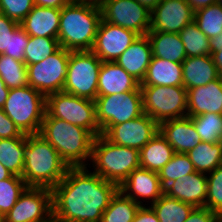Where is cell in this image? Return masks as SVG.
Masks as SVG:
<instances>
[{
  "label": "cell",
  "mask_w": 222,
  "mask_h": 222,
  "mask_svg": "<svg viewBox=\"0 0 222 222\" xmlns=\"http://www.w3.org/2000/svg\"><path fill=\"white\" fill-rule=\"evenodd\" d=\"M119 187L104 180L87 166L69 167L52 189L53 220L100 222L104 210Z\"/></svg>",
  "instance_id": "obj_1"
},
{
  "label": "cell",
  "mask_w": 222,
  "mask_h": 222,
  "mask_svg": "<svg viewBox=\"0 0 222 222\" xmlns=\"http://www.w3.org/2000/svg\"><path fill=\"white\" fill-rule=\"evenodd\" d=\"M69 166L40 134L26 135L22 179L27 187L53 189Z\"/></svg>",
  "instance_id": "obj_2"
},
{
  "label": "cell",
  "mask_w": 222,
  "mask_h": 222,
  "mask_svg": "<svg viewBox=\"0 0 222 222\" xmlns=\"http://www.w3.org/2000/svg\"><path fill=\"white\" fill-rule=\"evenodd\" d=\"M38 134L57 150L69 167H88L95 139L89 130L52 117L46 111Z\"/></svg>",
  "instance_id": "obj_3"
},
{
  "label": "cell",
  "mask_w": 222,
  "mask_h": 222,
  "mask_svg": "<svg viewBox=\"0 0 222 222\" xmlns=\"http://www.w3.org/2000/svg\"><path fill=\"white\" fill-rule=\"evenodd\" d=\"M101 7L87 3H72L61 8L58 41L69 51H91L99 23Z\"/></svg>",
  "instance_id": "obj_4"
},
{
  "label": "cell",
  "mask_w": 222,
  "mask_h": 222,
  "mask_svg": "<svg viewBox=\"0 0 222 222\" xmlns=\"http://www.w3.org/2000/svg\"><path fill=\"white\" fill-rule=\"evenodd\" d=\"M91 162L93 172L119 187L131 172L140 168V155L139 150L114 144L100 134L93 142Z\"/></svg>",
  "instance_id": "obj_5"
},
{
  "label": "cell",
  "mask_w": 222,
  "mask_h": 222,
  "mask_svg": "<svg viewBox=\"0 0 222 222\" xmlns=\"http://www.w3.org/2000/svg\"><path fill=\"white\" fill-rule=\"evenodd\" d=\"M2 109L21 133L38 134L46 112V97L29 85L12 88Z\"/></svg>",
  "instance_id": "obj_6"
},
{
  "label": "cell",
  "mask_w": 222,
  "mask_h": 222,
  "mask_svg": "<svg viewBox=\"0 0 222 222\" xmlns=\"http://www.w3.org/2000/svg\"><path fill=\"white\" fill-rule=\"evenodd\" d=\"M144 113L158 124L187 116V89L184 86L140 85Z\"/></svg>",
  "instance_id": "obj_7"
},
{
  "label": "cell",
  "mask_w": 222,
  "mask_h": 222,
  "mask_svg": "<svg viewBox=\"0 0 222 222\" xmlns=\"http://www.w3.org/2000/svg\"><path fill=\"white\" fill-rule=\"evenodd\" d=\"M101 64L92 51H70L63 92L95 100Z\"/></svg>",
  "instance_id": "obj_8"
},
{
  "label": "cell",
  "mask_w": 222,
  "mask_h": 222,
  "mask_svg": "<svg viewBox=\"0 0 222 222\" xmlns=\"http://www.w3.org/2000/svg\"><path fill=\"white\" fill-rule=\"evenodd\" d=\"M46 111L52 117L89 130L95 137L101 134L94 100L60 91L46 97Z\"/></svg>",
  "instance_id": "obj_9"
},
{
  "label": "cell",
  "mask_w": 222,
  "mask_h": 222,
  "mask_svg": "<svg viewBox=\"0 0 222 222\" xmlns=\"http://www.w3.org/2000/svg\"><path fill=\"white\" fill-rule=\"evenodd\" d=\"M94 102L101 133L109 125L121 124L144 114L141 90L97 96Z\"/></svg>",
  "instance_id": "obj_10"
},
{
  "label": "cell",
  "mask_w": 222,
  "mask_h": 222,
  "mask_svg": "<svg viewBox=\"0 0 222 222\" xmlns=\"http://www.w3.org/2000/svg\"><path fill=\"white\" fill-rule=\"evenodd\" d=\"M70 51L60 47L55 53L27 66L28 84L45 97L63 91Z\"/></svg>",
  "instance_id": "obj_11"
},
{
  "label": "cell",
  "mask_w": 222,
  "mask_h": 222,
  "mask_svg": "<svg viewBox=\"0 0 222 222\" xmlns=\"http://www.w3.org/2000/svg\"><path fill=\"white\" fill-rule=\"evenodd\" d=\"M3 219L6 222H51L52 190L27 187Z\"/></svg>",
  "instance_id": "obj_12"
},
{
  "label": "cell",
  "mask_w": 222,
  "mask_h": 222,
  "mask_svg": "<svg viewBox=\"0 0 222 222\" xmlns=\"http://www.w3.org/2000/svg\"><path fill=\"white\" fill-rule=\"evenodd\" d=\"M102 19L137 33L146 35L151 27V11L137 0H104L100 6Z\"/></svg>",
  "instance_id": "obj_13"
},
{
  "label": "cell",
  "mask_w": 222,
  "mask_h": 222,
  "mask_svg": "<svg viewBox=\"0 0 222 222\" xmlns=\"http://www.w3.org/2000/svg\"><path fill=\"white\" fill-rule=\"evenodd\" d=\"M159 124L147 114L117 125H109L101 134L119 146L143 148L157 133Z\"/></svg>",
  "instance_id": "obj_14"
},
{
  "label": "cell",
  "mask_w": 222,
  "mask_h": 222,
  "mask_svg": "<svg viewBox=\"0 0 222 222\" xmlns=\"http://www.w3.org/2000/svg\"><path fill=\"white\" fill-rule=\"evenodd\" d=\"M138 36L132 30L101 19L91 51L102 62H115Z\"/></svg>",
  "instance_id": "obj_15"
},
{
  "label": "cell",
  "mask_w": 222,
  "mask_h": 222,
  "mask_svg": "<svg viewBox=\"0 0 222 222\" xmlns=\"http://www.w3.org/2000/svg\"><path fill=\"white\" fill-rule=\"evenodd\" d=\"M194 20V12L186 0H161L151 11L149 32L179 33Z\"/></svg>",
  "instance_id": "obj_16"
},
{
  "label": "cell",
  "mask_w": 222,
  "mask_h": 222,
  "mask_svg": "<svg viewBox=\"0 0 222 222\" xmlns=\"http://www.w3.org/2000/svg\"><path fill=\"white\" fill-rule=\"evenodd\" d=\"M119 190L141 206H144V199L151 200L152 205L164 194L158 172L141 167L129 174L128 178L119 186ZM140 198L143 202L140 201Z\"/></svg>",
  "instance_id": "obj_17"
},
{
  "label": "cell",
  "mask_w": 222,
  "mask_h": 222,
  "mask_svg": "<svg viewBox=\"0 0 222 222\" xmlns=\"http://www.w3.org/2000/svg\"><path fill=\"white\" fill-rule=\"evenodd\" d=\"M159 132L175 153L186 154L201 142L192 119L188 116L159 123Z\"/></svg>",
  "instance_id": "obj_18"
},
{
  "label": "cell",
  "mask_w": 222,
  "mask_h": 222,
  "mask_svg": "<svg viewBox=\"0 0 222 222\" xmlns=\"http://www.w3.org/2000/svg\"><path fill=\"white\" fill-rule=\"evenodd\" d=\"M164 193L194 207H205L207 174L194 172L169 183Z\"/></svg>",
  "instance_id": "obj_19"
},
{
  "label": "cell",
  "mask_w": 222,
  "mask_h": 222,
  "mask_svg": "<svg viewBox=\"0 0 222 222\" xmlns=\"http://www.w3.org/2000/svg\"><path fill=\"white\" fill-rule=\"evenodd\" d=\"M187 116L222 114V78L187 90Z\"/></svg>",
  "instance_id": "obj_20"
},
{
  "label": "cell",
  "mask_w": 222,
  "mask_h": 222,
  "mask_svg": "<svg viewBox=\"0 0 222 222\" xmlns=\"http://www.w3.org/2000/svg\"><path fill=\"white\" fill-rule=\"evenodd\" d=\"M140 90V82L116 62H102L99 71L98 96Z\"/></svg>",
  "instance_id": "obj_21"
},
{
  "label": "cell",
  "mask_w": 222,
  "mask_h": 222,
  "mask_svg": "<svg viewBox=\"0 0 222 222\" xmlns=\"http://www.w3.org/2000/svg\"><path fill=\"white\" fill-rule=\"evenodd\" d=\"M60 15L61 9L35 5L20 26L29 36L57 38Z\"/></svg>",
  "instance_id": "obj_22"
},
{
  "label": "cell",
  "mask_w": 222,
  "mask_h": 222,
  "mask_svg": "<svg viewBox=\"0 0 222 222\" xmlns=\"http://www.w3.org/2000/svg\"><path fill=\"white\" fill-rule=\"evenodd\" d=\"M151 43L147 35L138 38L115 61L140 83L152 59Z\"/></svg>",
  "instance_id": "obj_23"
},
{
  "label": "cell",
  "mask_w": 222,
  "mask_h": 222,
  "mask_svg": "<svg viewBox=\"0 0 222 222\" xmlns=\"http://www.w3.org/2000/svg\"><path fill=\"white\" fill-rule=\"evenodd\" d=\"M183 86L188 90L205 86L219 78L217 67L211 55L187 57L182 62Z\"/></svg>",
  "instance_id": "obj_24"
},
{
  "label": "cell",
  "mask_w": 222,
  "mask_h": 222,
  "mask_svg": "<svg viewBox=\"0 0 222 222\" xmlns=\"http://www.w3.org/2000/svg\"><path fill=\"white\" fill-rule=\"evenodd\" d=\"M140 85L183 86L182 63L152 57Z\"/></svg>",
  "instance_id": "obj_25"
},
{
  "label": "cell",
  "mask_w": 222,
  "mask_h": 222,
  "mask_svg": "<svg viewBox=\"0 0 222 222\" xmlns=\"http://www.w3.org/2000/svg\"><path fill=\"white\" fill-rule=\"evenodd\" d=\"M152 48V57L182 63L186 58L184 45L178 33L148 32Z\"/></svg>",
  "instance_id": "obj_26"
},
{
  "label": "cell",
  "mask_w": 222,
  "mask_h": 222,
  "mask_svg": "<svg viewBox=\"0 0 222 222\" xmlns=\"http://www.w3.org/2000/svg\"><path fill=\"white\" fill-rule=\"evenodd\" d=\"M175 154L172 146L158 132L143 148L139 150L140 167L159 172Z\"/></svg>",
  "instance_id": "obj_27"
},
{
  "label": "cell",
  "mask_w": 222,
  "mask_h": 222,
  "mask_svg": "<svg viewBox=\"0 0 222 222\" xmlns=\"http://www.w3.org/2000/svg\"><path fill=\"white\" fill-rule=\"evenodd\" d=\"M193 163L195 171L209 174L222 165V142H200L194 149L186 153Z\"/></svg>",
  "instance_id": "obj_28"
},
{
  "label": "cell",
  "mask_w": 222,
  "mask_h": 222,
  "mask_svg": "<svg viewBox=\"0 0 222 222\" xmlns=\"http://www.w3.org/2000/svg\"><path fill=\"white\" fill-rule=\"evenodd\" d=\"M26 134L19 137L0 139V162L13 175L22 176L24 168V141Z\"/></svg>",
  "instance_id": "obj_29"
},
{
  "label": "cell",
  "mask_w": 222,
  "mask_h": 222,
  "mask_svg": "<svg viewBox=\"0 0 222 222\" xmlns=\"http://www.w3.org/2000/svg\"><path fill=\"white\" fill-rule=\"evenodd\" d=\"M150 207L160 222H184L195 208L165 193Z\"/></svg>",
  "instance_id": "obj_30"
},
{
  "label": "cell",
  "mask_w": 222,
  "mask_h": 222,
  "mask_svg": "<svg viewBox=\"0 0 222 222\" xmlns=\"http://www.w3.org/2000/svg\"><path fill=\"white\" fill-rule=\"evenodd\" d=\"M140 206L118 190L104 210L100 222H132Z\"/></svg>",
  "instance_id": "obj_31"
},
{
  "label": "cell",
  "mask_w": 222,
  "mask_h": 222,
  "mask_svg": "<svg viewBox=\"0 0 222 222\" xmlns=\"http://www.w3.org/2000/svg\"><path fill=\"white\" fill-rule=\"evenodd\" d=\"M187 57L211 55L210 39L192 21L179 33Z\"/></svg>",
  "instance_id": "obj_32"
},
{
  "label": "cell",
  "mask_w": 222,
  "mask_h": 222,
  "mask_svg": "<svg viewBox=\"0 0 222 222\" xmlns=\"http://www.w3.org/2000/svg\"><path fill=\"white\" fill-rule=\"evenodd\" d=\"M0 78L9 88H21L28 84L27 65L5 54H0Z\"/></svg>",
  "instance_id": "obj_33"
},
{
  "label": "cell",
  "mask_w": 222,
  "mask_h": 222,
  "mask_svg": "<svg viewBox=\"0 0 222 222\" xmlns=\"http://www.w3.org/2000/svg\"><path fill=\"white\" fill-rule=\"evenodd\" d=\"M191 117L202 142H222V114L204 113Z\"/></svg>",
  "instance_id": "obj_34"
},
{
  "label": "cell",
  "mask_w": 222,
  "mask_h": 222,
  "mask_svg": "<svg viewBox=\"0 0 222 222\" xmlns=\"http://www.w3.org/2000/svg\"><path fill=\"white\" fill-rule=\"evenodd\" d=\"M193 21L209 39L220 35L222 33V6L216 3L196 11Z\"/></svg>",
  "instance_id": "obj_35"
},
{
  "label": "cell",
  "mask_w": 222,
  "mask_h": 222,
  "mask_svg": "<svg viewBox=\"0 0 222 222\" xmlns=\"http://www.w3.org/2000/svg\"><path fill=\"white\" fill-rule=\"evenodd\" d=\"M60 48L57 38L29 36V41L24 52V63L30 64L43 61Z\"/></svg>",
  "instance_id": "obj_36"
},
{
  "label": "cell",
  "mask_w": 222,
  "mask_h": 222,
  "mask_svg": "<svg viewBox=\"0 0 222 222\" xmlns=\"http://www.w3.org/2000/svg\"><path fill=\"white\" fill-rule=\"evenodd\" d=\"M196 172L187 154L175 153L172 159L158 172L163 188L169 183Z\"/></svg>",
  "instance_id": "obj_37"
},
{
  "label": "cell",
  "mask_w": 222,
  "mask_h": 222,
  "mask_svg": "<svg viewBox=\"0 0 222 222\" xmlns=\"http://www.w3.org/2000/svg\"><path fill=\"white\" fill-rule=\"evenodd\" d=\"M27 185L22 177L12 175L0 181V214L4 217L16 204Z\"/></svg>",
  "instance_id": "obj_38"
},
{
  "label": "cell",
  "mask_w": 222,
  "mask_h": 222,
  "mask_svg": "<svg viewBox=\"0 0 222 222\" xmlns=\"http://www.w3.org/2000/svg\"><path fill=\"white\" fill-rule=\"evenodd\" d=\"M205 207L222 217V165L207 174Z\"/></svg>",
  "instance_id": "obj_39"
},
{
  "label": "cell",
  "mask_w": 222,
  "mask_h": 222,
  "mask_svg": "<svg viewBox=\"0 0 222 222\" xmlns=\"http://www.w3.org/2000/svg\"><path fill=\"white\" fill-rule=\"evenodd\" d=\"M34 6V0H0V13L20 23Z\"/></svg>",
  "instance_id": "obj_40"
},
{
  "label": "cell",
  "mask_w": 222,
  "mask_h": 222,
  "mask_svg": "<svg viewBox=\"0 0 222 222\" xmlns=\"http://www.w3.org/2000/svg\"><path fill=\"white\" fill-rule=\"evenodd\" d=\"M29 41V35L19 26L10 36L9 52L3 54L16 60L24 61V52Z\"/></svg>",
  "instance_id": "obj_41"
},
{
  "label": "cell",
  "mask_w": 222,
  "mask_h": 222,
  "mask_svg": "<svg viewBox=\"0 0 222 222\" xmlns=\"http://www.w3.org/2000/svg\"><path fill=\"white\" fill-rule=\"evenodd\" d=\"M19 26L20 23L0 13V54L9 52L10 36Z\"/></svg>",
  "instance_id": "obj_42"
},
{
  "label": "cell",
  "mask_w": 222,
  "mask_h": 222,
  "mask_svg": "<svg viewBox=\"0 0 222 222\" xmlns=\"http://www.w3.org/2000/svg\"><path fill=\"white\" fill-rule=\"evenodd\" d=\"M22 133L0 108V139L19 137Z\"/></svg>",
  "instance_id": "obj_43"
},
{
  "label": "cell",
  "mask_w": 222,
  "mask_h": 222,
  "mask_svg": "<svg viewBox=\"0 0 222 222\" xmlns=\"http://www.w3.org/2000/svg\"><path fill=\"white\" fill-rule=\"evenodd\" d=\"M219 217L207 207H195L184 222H216Z\"/></svg>",
  "instance_id": "obj_44"
},
{
  "label": "cell",
  "mask_w": 222,
  "mask_h": 222,
  "mask_svg": "<svg viewBox=\"0 0 222 222\" xmlns=\"http://www.w3.org/2000/svg\"><path fill=\"white\" fill-rule=\"evenodd\" d=\"M211 56L222 78V33L210 39Z\"/></svg>",
  "instance_id": "obj_45"
},
{
  "label": "cell",
  "mask_w": 222,
  "mask_h": 222,
  "mask_svg": "<svg viewBox=\"0 0 222 222\" xmlns=\"http://www.w3.org/2000/svg\"><path fill=\"white\" fill-rule=\"evenodd\" d=\"M132 222H160L154 210L149 206H140Z\"/></svg>",
  "instance_id": "obj_46"
},
{
  "label": "cell",
  "mask_w": 222,
  "mask_h": 222,
  "mask_svg": "<svg viewBox=\"0 0 222 222\" xmlns=\"http://www.w3.org/2000/svg\"><path fill=\"white\" fill-rule=\"evenodd\" d=\"M36 6L61 9L65 5L74 3L73 0H34Z\"/></svg>",
  "instance_id": "obj_47"
},
{
  "label": "cell",
  "mask_w": 222,
  "mask_h": 222,
  "mask_svg": "<svg viewBox=\"0 0 222 222\" xmlns=\"http://www.w3.org/2000/svg\"><path fill=\"white\" fill-rule=\"evenodd\" d=\"M186 1L194 13L209 5H213L217 3V0H186Z\"/></svg>",
  "instance_id": "obj_48"
},
{
  "label": "cell",
  "mask_w": 222,
  "mask_h": 222,
  "mask_svg": "<svg viewBox=\"0 0 222 222\" xmlns=\"http://www.w3.org/2000/svg\"><path fill=\"white\" fill-rule=\"evenodd\" d=\"M9 90L10 89L5 85L3 80L0 78V108L4 106Z\"/></svg>",
  "instance_id": "obj_49"
},
{
  "label": "cell",
  "mask_w": 222,
  "mask_h": 222,
  "mask_svg": "<svg viewBox=\"0 0 222 222\" xmlns=\"http://www.w3.org/2000/svg\"><path fill=\"white\" fill-rule=\"evenodd\" d=\"M141 5L146 6L150 11H152L161 0H137Z\"/></svg>",
  "instance_id": "obj_50"
},
{
  "label": "cell",
  "mask_w": 222,
  "mask_h": 222,
  "mask_svg": "<svg viewBox=\"0 0 222 222\" xmlns=\"http://www.w3.org/2000/svg\"><path fill=\"white\" fill-rule=\"evenodd\" d=\"M13 174L10 173L0 162V181L10 178Z\"/></svg>",
  "instance_id": "obj_51"
},
{
  "label": "cell",
  "mask_w": 222,
  "mask_h": 222,
  "mask_svg": "<svg viewBox=\"0 0 222 222\" xmlns=\"http://www.w3.org/2000/svg\"><path fill=\"white\" fill-rule=\"evenodd\" d=\"M73 2L74 3H87V4L101 6L104 0H73Z\"/></svg>",
  "instance_id": "obj_52"
},
{
  "label": "cell",
  "mask_w": 222,
  "mask_h": 222,
  "mask_svg": "<svg viewBox=\"0 0 222 222\" xmlns=\"http://www.w3.org/2000/svg\"><path fill=\"white\" fill-rule=\"evenodd\" d=\"M217 4L222 6V0H217Z\"/></svg>",
  "instance_id": "obj_53"
},
{
  "label": "cell",
  "mask_w": 222,
  "mask_h": 222,
  "mask_svg": "<svg viewBox=\"0 0 222 222\" xmlns=\"http://www.w3.org/2000/svg\"><path fill=\"white\" fill-rule=\"evenodd\" d=\"M216 222H222V217H219Z\"/></svg>",
  "instance_id": "obj_54"
},
{
  "label": "cell",
  "mask_w": 222,
  "mask_h": 222,
  "mask_svg": "<svg viewBox=\"0 0 222 222\" xmlns=\"http://www.w3.org/2000/svg\"><path fill=\"white\" fill-rule=\"evenodd\" d=\"M3 220V216L0 214V222Z\"/></svg>",
  "instance_id": "obj_55"
}]
</instances>
